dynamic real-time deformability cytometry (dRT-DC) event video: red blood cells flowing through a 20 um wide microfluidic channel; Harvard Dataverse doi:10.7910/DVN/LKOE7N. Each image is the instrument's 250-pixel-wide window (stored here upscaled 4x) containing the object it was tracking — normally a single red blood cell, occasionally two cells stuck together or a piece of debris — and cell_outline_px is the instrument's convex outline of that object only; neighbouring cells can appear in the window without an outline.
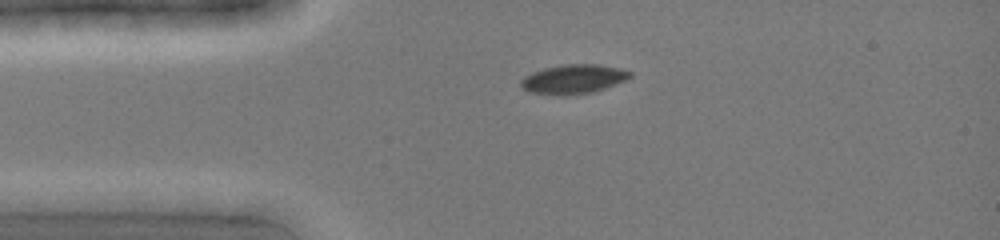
{"species": "common noctule bat (a hibernating species)", "species_latin": "Nyctalus noctula", "temperature_condition": "cold", "stored_images_in_passage": 9, "camera_frame_rate_fps": 3000, "um_per_image_px": 0.085, "animal": {"sex": "female", "body_mass_g": 19.0, "forearm_length_mm": 51.5}, "frame": {"image": 1, "passage_image": 1, "time_ms": 0.0, "image_size_px": [1000, 240], "cell_outline_px": [[632, 76], [624, 80], [604, 88], [592, 92], [564, 96], [528, 92], [520, 84], [520, 80], [524, 76], [532, 72], [544, 68], [564, 64], [600, 64], [620, 68], [632, 72]], "centroid_in_image_um": [48.72, 6.72], "position_along_channel_um": 36.3, "area_um2": 18.61}}
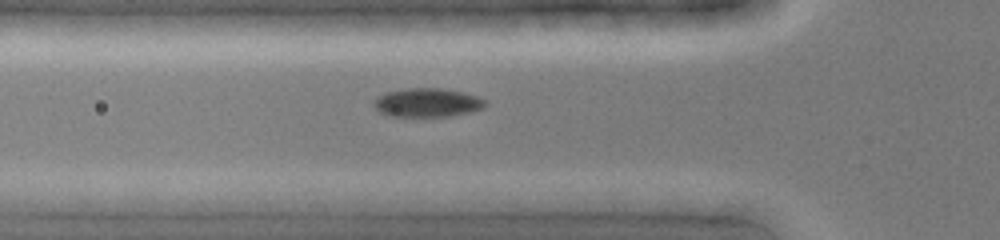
{"frame": {"image": 2, "passage_image": 6, "time_ms": 1.667, "image_size_px": [1000, 240], "cell_outline_px": [[488, 104], [484, 108], [472, 112], [448, 116], [388, 116], [380, 112], [372, 104], [380, 96], [388, 92], [408, 88], [440, 88], [464, 92], [476, 96], [484, 100]], "centroid_in_image_um": [36.36, 8.73], "position_along_channel_um": 89.4, "area_um2": 18.55}}
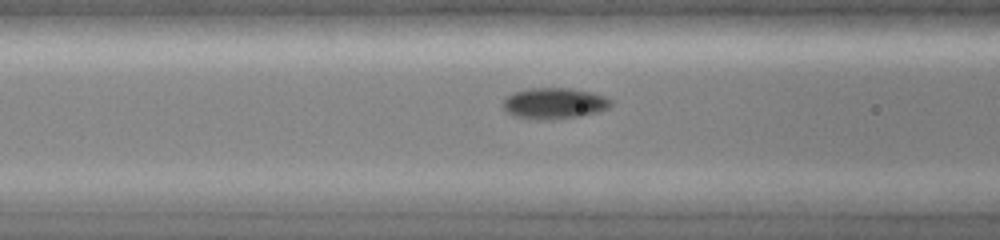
{"frame": {"image": 3, "passage_image": 8, "time_ms": 2.333, "image_size_px": [1000, 240], "cell_outline_px": [[612, 104], [608, 108], [600, 112], [580, 116], [544, 120], [536, 120], [516, 116], [508, 112], [504, 108], [504, 96], [512, 92], [528, 88], [568, 88], [592, 92], [604, 96], [612, 100]], "centroid_in_image_um": [47.12, 8.78], "position_along_channel_um": 119.5, "area_um2": 19.65}}